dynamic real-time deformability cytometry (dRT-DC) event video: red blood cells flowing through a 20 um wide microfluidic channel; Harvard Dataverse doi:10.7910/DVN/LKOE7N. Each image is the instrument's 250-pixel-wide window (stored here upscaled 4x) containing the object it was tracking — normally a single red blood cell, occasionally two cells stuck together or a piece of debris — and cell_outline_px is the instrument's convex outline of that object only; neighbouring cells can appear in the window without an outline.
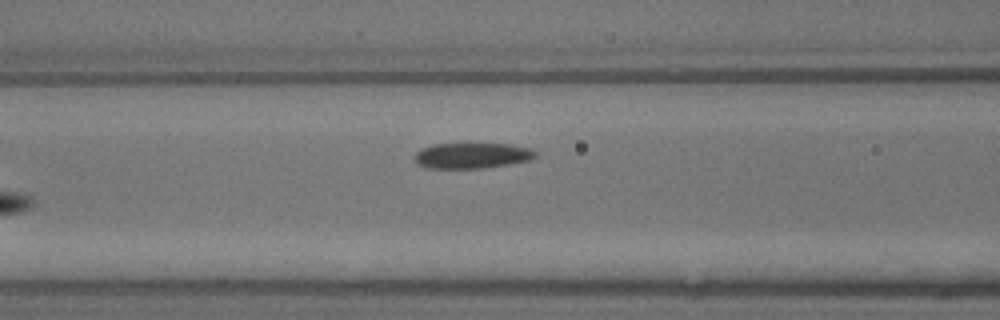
{"species": "common noctule bat (a hibernating species)", "species_latin": "Nyctalus noctula", "temperature_condition": "warm", "stored_images_in_passage": 8, "camera_frame_rate_fps": 3000, "um_per_image_px": 0.085, "animal": {"sex": "male", "body_mass_g": 13.3}, "frame": {"image": 1, "passage_image": 8, "time_ms": 2.333, "image_size_px": [1000, 320], "cell_outline_px": [[536, 156], [528, 160], [508, 164], [484, 168], [428, 168], [416, 164], [416, 152], [420, 148], [432, 144], [508, 144], [528, 148], [536, 152]], "centroid_in_image_um": [40.07, 13.22], "position_along_channel_um": 126.5, "area_um2": 17.86}}